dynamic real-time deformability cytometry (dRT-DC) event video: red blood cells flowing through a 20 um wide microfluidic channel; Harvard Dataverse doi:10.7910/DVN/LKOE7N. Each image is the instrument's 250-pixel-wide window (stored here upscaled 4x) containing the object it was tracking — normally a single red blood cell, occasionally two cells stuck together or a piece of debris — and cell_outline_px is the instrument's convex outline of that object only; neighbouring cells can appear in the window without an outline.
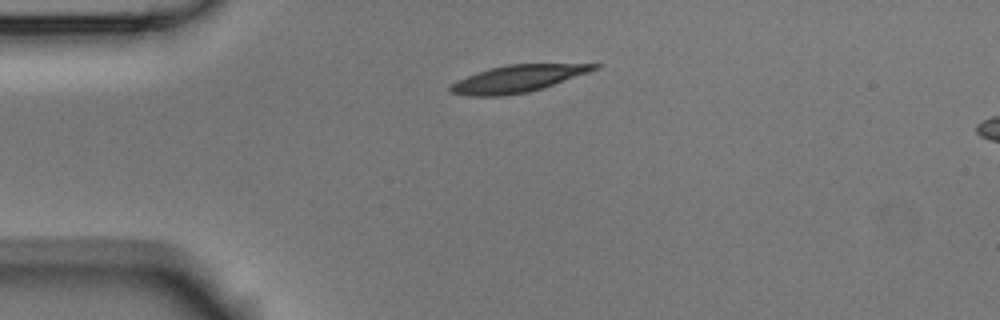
{"species": "Egyptian fruit bat (a non-hibernating species)", "species_latin": "Rousettus aegyptiacus", "temperature_condition": "room temperature", "stored_images_in_passage": 4, "camera_frame_rate_fps": 3000, "um_per_image_px": 0.085, "animal": {"sex": "male"}, "frame": {"image": 1, "passage_image": 4, "time_ms": 1.0, "image_size_px": [1000, 320], "cell_outline_px": [[600, 68], [544, 88], [528, 92], [504, 96], [468, 96], [452, 92], [448, 88], [452, 84], [468, 76], [488, 68], [508, 64], [600, 64]], "centroid_in_image_um": [44.02, 6.69], "position_along_channel_um": 41.0, "area_um2": 22.48}}